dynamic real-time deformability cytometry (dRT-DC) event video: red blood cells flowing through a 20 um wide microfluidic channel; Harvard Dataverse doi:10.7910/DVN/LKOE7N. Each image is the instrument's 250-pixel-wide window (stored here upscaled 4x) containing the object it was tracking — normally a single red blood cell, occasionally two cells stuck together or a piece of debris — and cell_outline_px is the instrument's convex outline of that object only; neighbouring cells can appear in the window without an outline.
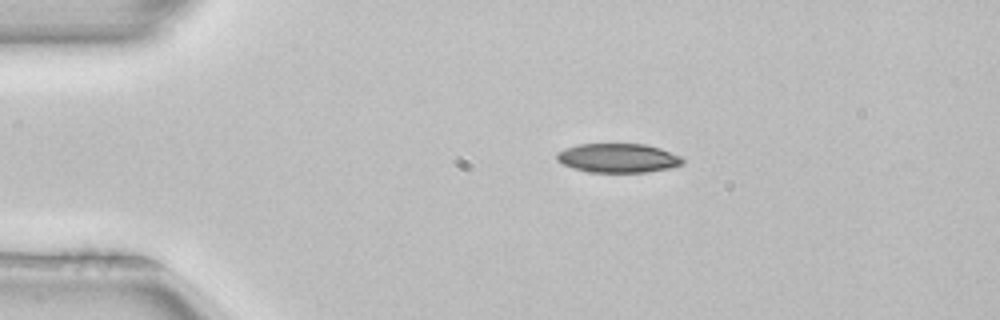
{"species": "common noctule bat (a hibernating species)", "species_latin": "Nyctalus noctula", "temperature_condition": "room temperature", "stored_images_in_passage": 3, "camera_frame_rate_fps": 3000, "um_per_image_px": 0.085, "animal": {"sex": "female", "body_mass_g": 22.7, "forearm_length_mm": 54.2}, "frame": {"image": 1, "passage_image": 2, "time_ms": 0.333, "image_size_px": [1000, 320], "cell_outline_px": [[684, 164], [672, 168], [648, 172], [588, 172], [572, 168], [556, 160], [556, 152], [580, 144], [644, 144], [660, 148], [680, 156], [684, 160]], "centroid_in_image_um": [52.55, 13.44], "position_along_channel_um": 32.4, "area_um2": 21.39}}